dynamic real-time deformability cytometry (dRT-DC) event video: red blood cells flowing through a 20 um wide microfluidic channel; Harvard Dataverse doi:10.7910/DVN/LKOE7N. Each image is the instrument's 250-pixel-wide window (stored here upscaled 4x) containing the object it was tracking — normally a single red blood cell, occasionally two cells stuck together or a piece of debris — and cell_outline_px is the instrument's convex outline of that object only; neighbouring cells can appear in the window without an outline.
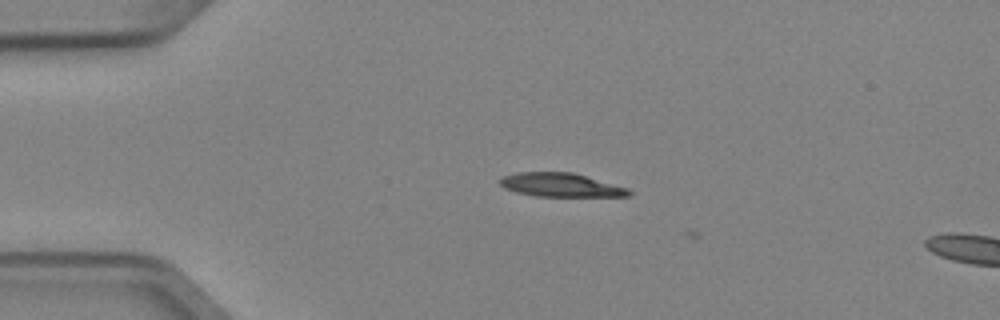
{"species": "Egyptian fruit bat (a non-hibernating species)", "species_latin": "Rousettus aegyptiacus", "temperature_condition": "cold", "stored_images_in_passage": 2, "camera_frame_rate_fps": 3000, "um_per_image_px": 0.085, "animal": {"sex": "female"}, "frame": {"image": 1, "passage_image": 1, "time_ms": 0.0, "image_size_px": [1000, 320], "cell_outline_px": [[632, 196], [536, 196], [516, 192], [504, 188], [500, 184], [500, 176], [516, 172], [572, 172], [628, 188], [632, 192]], "centroid_in_image_um": [47.64, 15.72], "position_along_channel_um": 37.4, "area_um2": 17.8}}